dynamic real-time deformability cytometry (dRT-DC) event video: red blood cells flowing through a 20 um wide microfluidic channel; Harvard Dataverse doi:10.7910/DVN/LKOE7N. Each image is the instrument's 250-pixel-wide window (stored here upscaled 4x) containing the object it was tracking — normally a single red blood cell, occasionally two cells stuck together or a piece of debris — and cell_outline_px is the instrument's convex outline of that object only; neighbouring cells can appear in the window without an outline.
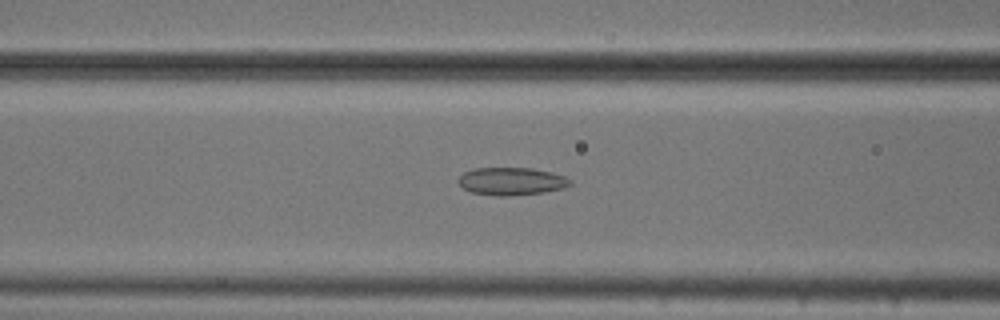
{"species": "common noctule bat (a hibernating species)", "species_latin": "Nyctalus noctula", "temperature_condition": "cold", "stored_images_in_passage": 38, "camera_frame_rate_fps": 3000, "um_per_image_px": 0.085, "animal": {"sex": "male", "body_mass_g": 20.5, "forearm_length_mm": 52.5}, "frame": {"image": 1, "passage_image": 6, "time_ms": 1.667, "image_size_px": [1000, 320], "cell_outline_px": [[572, 184], [564, 188], [544, 192], [508, 196], [500, 196], [472, 192], [464, 188], [456, 180], [464, 172], [472, 168], [532, 168], [552, 172], [564, 176], [572, 180]], "centroid_in_image_um": [43.49, 15.4], "position_along_channel_um": 123.1, "area_um2": 18.09}}
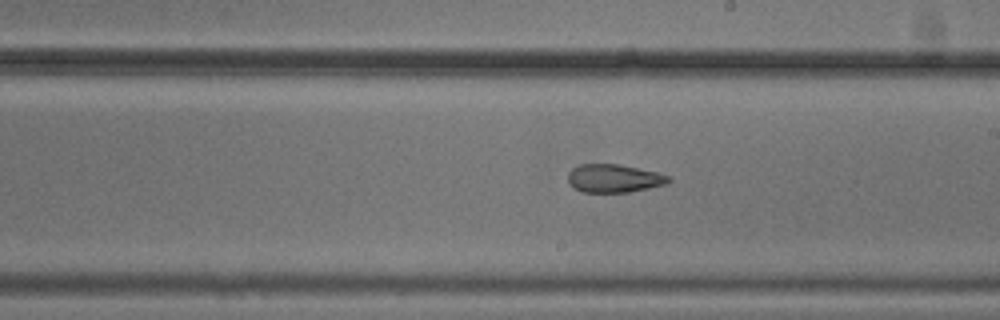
{"frame": {"image": 2, "passage_image": 15, "time_ms": 4.667, "image_size_px": [1000, 320], "cell_outline_px": [[672, 180], [668, 184], [628, 192], [580, 192], [572, 188], [568, 180], [568, 172], [572, 168], [580, 164], [620, 164], [656, 172], [672, 176]], "centroid_in_image_um": [52.19, 15.16], "position_along_channel_um": 236.8, "area_um2": 16.76}}
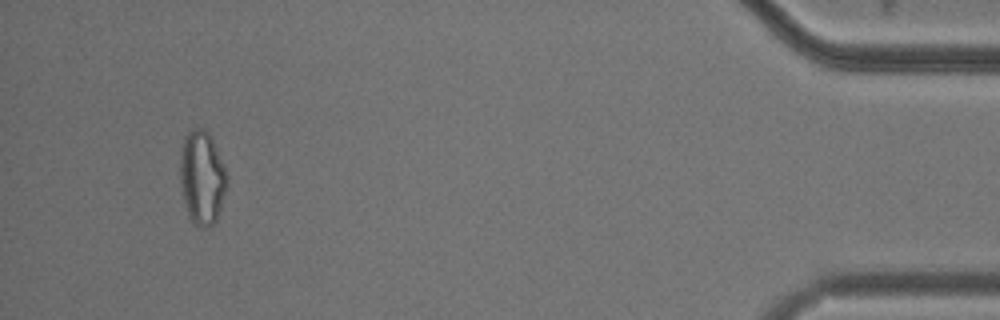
{"frame": {"image": 3, "passage_image": 35, "time_ms": 11.333, "image_size_px": [1000, 320], "cell_outline_px": [[228, 180], [224, 196], [216, 220], [208, 228], [200, 228], [192, 224], [188, 216], [184, 200], [180, 180], [180, 152], [184, 136], [192, 128], [204, 128], [208, 132], [212, 140], [228, 176]], "centroid_in_image_um": [17.15, 15.12], "position_along_channel_um": 418.0, "area_um2": 25.66}, "authors_computed_cell_mechanics": {"area_um2": 18.6405, "velocity_mm_per_s": 3.7917, "shape_relaxation_time_tau1_ms": null, "shape_relaxation_time_tau2_ms": 2.539, "deformation_change_tau1": null, "deformation_change_tau2": 0.0836}}